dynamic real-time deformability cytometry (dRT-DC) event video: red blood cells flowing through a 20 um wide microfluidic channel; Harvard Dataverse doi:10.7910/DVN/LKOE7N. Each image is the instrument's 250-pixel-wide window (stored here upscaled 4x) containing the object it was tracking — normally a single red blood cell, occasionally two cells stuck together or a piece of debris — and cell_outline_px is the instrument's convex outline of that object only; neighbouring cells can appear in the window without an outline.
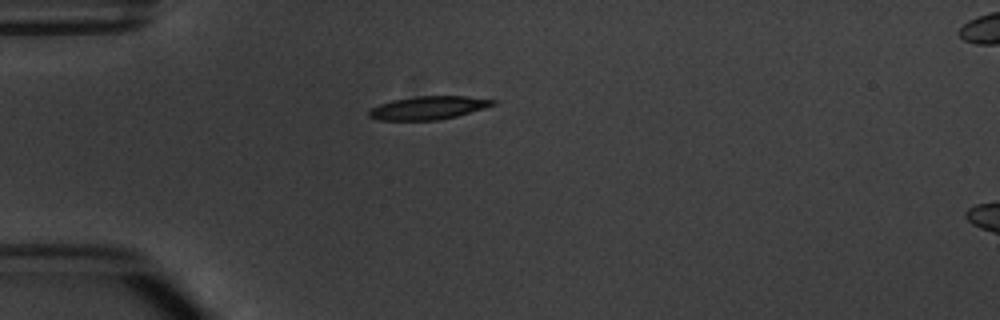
{"species": "common noctule bat (a hibernating species)", "species_latin": "Nyctalus noctula", "temperature_condition": "warm", "stored_images_in_passage": 1, "camera_frame_rate_fps": 3000, "um_per_image_px": 0.085, "animal": {"sex": "male", "body_mass_g": 20.1, "forearm_length_mm": 53.5}, "frame": {"image": 1, "passage_image": 1, "time_ms": 0.0, "image_size_px": [1000, 320], "cell_outline_px": [[496, 104], [484, 108], [456, 116], [436, 120], [380, 120], [368, 116], [368, 112], [372, 108], [380, 104], [392, 100], [416, 96], [468, 96], [496, 100]], "centroid_in_image_um": [36.42, 9.16], "position_along_channel_um": 48.6, "area_um2": 16.65}}